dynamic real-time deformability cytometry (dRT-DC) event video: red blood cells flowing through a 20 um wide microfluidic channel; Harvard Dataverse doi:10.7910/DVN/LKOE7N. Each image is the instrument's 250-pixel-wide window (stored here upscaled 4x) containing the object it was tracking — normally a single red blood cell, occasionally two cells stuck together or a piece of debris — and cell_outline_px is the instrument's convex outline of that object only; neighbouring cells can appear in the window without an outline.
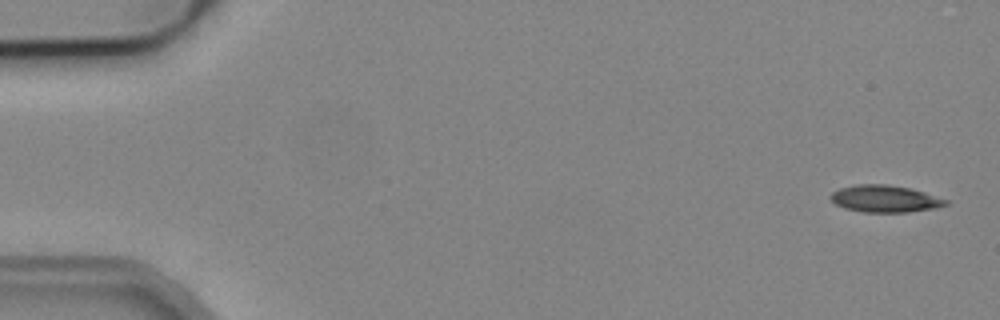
{"species": "common noctule bat (a hibernating species)", "species_latin": "Nyctalus noctula", "temperature_condition": "cold", "stored_images_in_passage": 4, "camera_frame_rate_fps": 3000, "um_per_image_px": 0.085, "animal": {"sex": "male", "body_mass_g": 19.2, "forearm_length_mm": 51.8}, "frame": {"image": 1, "passage_image": 1, "time_ms": 0.0, "image_size_px": [1000, 320], "cell_outline_px": [[948, 204], [936, 208], [908, 212], [860, 212], [844, 208], [836, 204], [828, 196], [832, 192], [840, 188], [856, 184], [888, 184], [912, 188], [948, 200]], "centroid_in_image_um": [75.21, 16.89], "position_along_channel_um": 9.8, "area_um2": 18.26}}
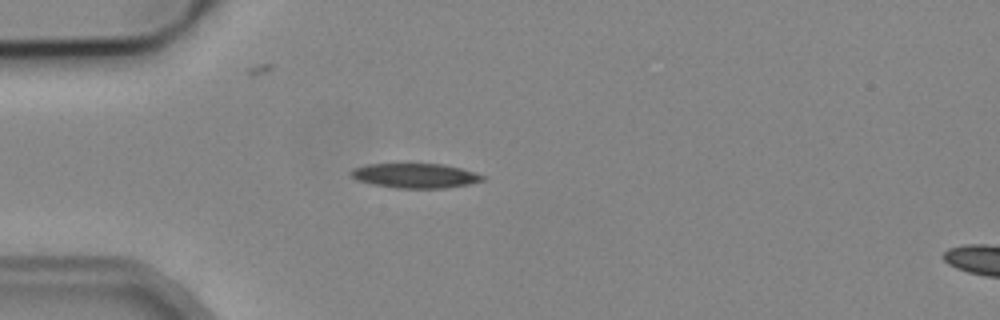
{"frame": {"image": 2, "passage_image": 4, "time_ms": 4.333, "image_size_px": [1000, 320], "cell_outline_px": [[488, 176], [484, 180], [468, 184], [444, 188], [396, 188], [372, 184], [356, 180], [348, 176], [348, 172], [352, 168], [368, 164], [444, 164], [460, 168]], "centroid_in_image_um": [35.25, 14.93], "position_along_channel_um": 49.7, "area_um2": 19.07}}